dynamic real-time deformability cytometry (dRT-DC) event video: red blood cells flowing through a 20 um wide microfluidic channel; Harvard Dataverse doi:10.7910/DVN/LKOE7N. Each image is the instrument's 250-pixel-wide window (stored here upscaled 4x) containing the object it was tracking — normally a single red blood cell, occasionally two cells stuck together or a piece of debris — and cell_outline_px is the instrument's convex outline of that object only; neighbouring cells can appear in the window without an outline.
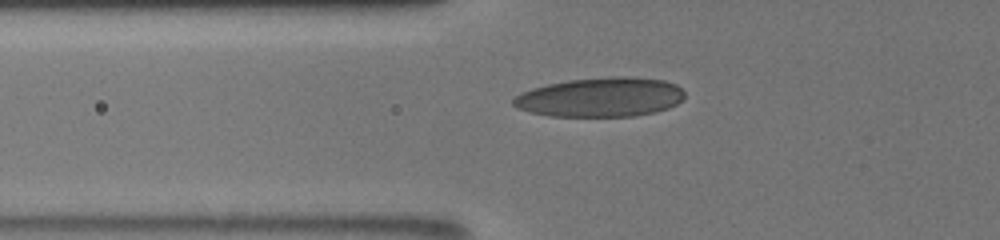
{"species": "human", "species_latin": "Homo sapiens", "temperature_condition": "room temperature", "stored_images_in_passage": 30, "camera_frame_rate_fps": 3000, "um_per_image_px": 0.085, "donor": {"sex": "male"}, "frame": {"image": 1, "passage_image": 5, "time_ms": 1.333, "image_size_px": [1000, 240], "cell_outline_px": [[684, 96], [676, 104], [668, 108], [656, 112], [636, 116], [552, 116], [532, 112], [516, 108], [512, 104], [512, 100], [516, 96], [532, 88], [548, 84], [568, 80], [612, 76], [628, 76], [664, 80], [676, 84], [684, 92]], "centroid_in_image_um": [51.06, 8.26], "position_along_channel_um": 74.7, "area_um2": 39.25}}
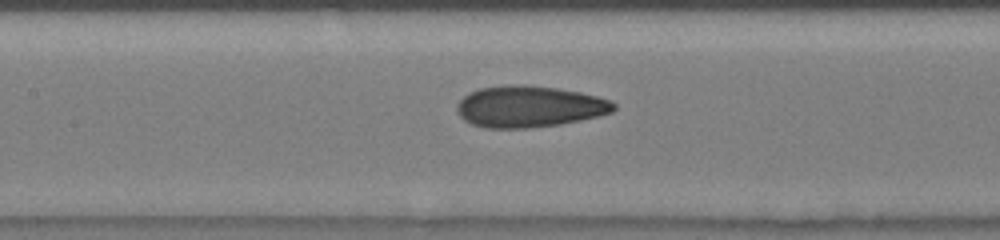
{"frame": {"image": 2, "passage_image": 11, "time_ms": 3.667, "image_size_px": [1000, 240], "cell_outline_px": [[616, 108], [612, 112], [600, 116], [560, 124], [528, 128], [484, 128], [472, 124], [464, 120], [460, 116], [456, 108], [456, 104], [464, 96], [480, 88], [508, 84], [516, 84], [556, 88], [580, 92], [596, 96], [608, 100], [616, 104]], "centroid_in_image_um": [44.98, 9.06], "position_along_channel_um": 162.4, "area_um2": 37.8}}
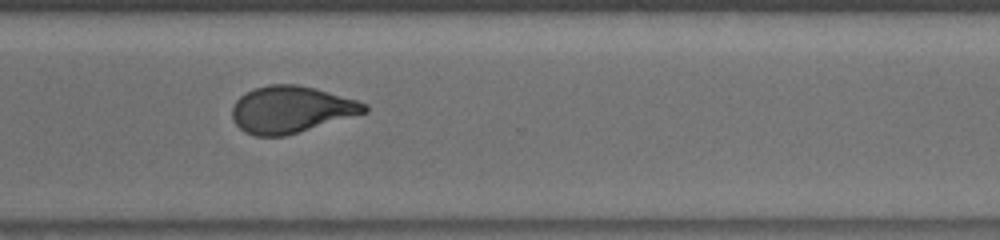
{"frame": {"image": 3, "passage_image": 29, "time_ms": 8.333, "image_size_px": [1000, 240], "cell_outline_px": [[368, 112], [284, 136], [256, 136], [244, 132], [232, 120], [232, 108], [236, 100], [240, 96], [256, 88], [268, 84], [296, 84], [316, 88], [356, 100], [368, 104]], "centroid_in_image_um": [24.74, 9.3], "position_along_channel_um": 345.9, "area_um2": 35.95}}